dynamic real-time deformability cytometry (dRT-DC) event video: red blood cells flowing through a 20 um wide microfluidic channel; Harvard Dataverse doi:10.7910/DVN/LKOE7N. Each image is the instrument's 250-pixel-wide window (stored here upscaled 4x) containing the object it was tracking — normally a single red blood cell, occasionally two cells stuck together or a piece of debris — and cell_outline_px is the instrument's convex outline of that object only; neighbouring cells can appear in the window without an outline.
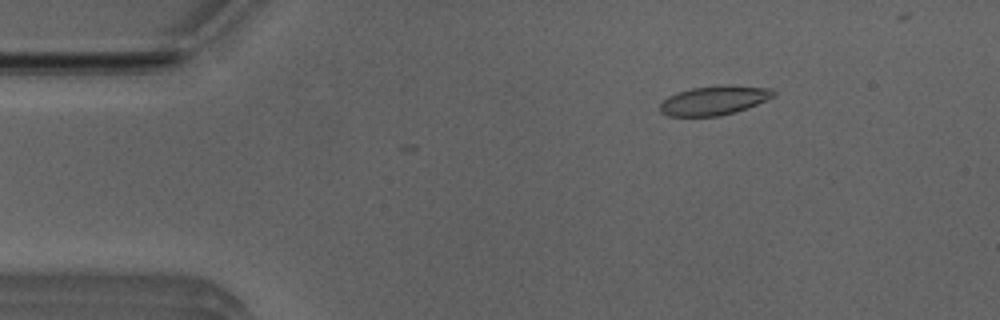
{"species": "Egyptian fruit bat (a non-hibernating species)", "species_latin": "Rousettus aegyptiacus", "temperature_condition": "room temperature", "stored_images_in_passage": 8, "camera_frame_rate_fps": 3000, "um_per_image_px": 0.085, "animal": {"sex": "male"}, "frame": {"image": 1, "passage_image": 6, "time_ms": 1.667, "image_size_px": [1000, 320], "cell_outline_px": [[776, 96], [736, 112], [720, 116], [668, 116], [660, 112], [660, 104], [668, 96], [676, 92], [692, 88], [728, 84], [772, 88], [776, 92]], "centroid_in_image_um": [60.72, 8.52], "position_along_channel_um": 24.3, "area_um2": 19.48}}